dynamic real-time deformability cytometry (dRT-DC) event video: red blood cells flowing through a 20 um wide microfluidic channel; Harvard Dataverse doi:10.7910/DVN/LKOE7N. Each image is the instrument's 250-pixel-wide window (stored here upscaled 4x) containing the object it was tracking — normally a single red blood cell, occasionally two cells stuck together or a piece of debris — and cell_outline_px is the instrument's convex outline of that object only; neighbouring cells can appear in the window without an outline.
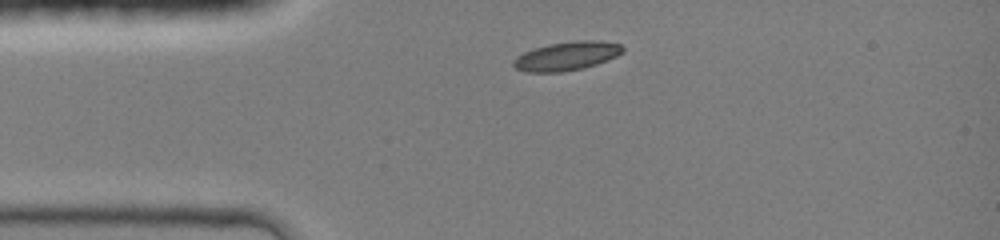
{"species": "common noctule bat (a hibernating species)", "species_latin": "Nyctalus noctula", "temperature_condition": "room temperature", "stored_images_in_passage": 2, "camera_frame_rate_fps": 3000, "um_per_image_px": 0.085, "animal": {"sex": "female", "body_mass_g": 19.0, "forearm_length_mm": 51.5}, "frame": {"image": 1, "passage_image": 1, "time_ms": 0.0, "image_size_px": [1000, 240], "cell_outline_px": [[624, 52], [608, 60], [584, 68], [560, 72], [524, 72], [516, 68], [512, 64], [512, 60], [516, 56], [524, 52], [548, 44], [576, 40], [596, 40], [620, 44], [624, 48]], "centroid_in_image_um": [48.16, 4.76], "position_along_channel_um": 36.8, "area_um2": 18.38}}